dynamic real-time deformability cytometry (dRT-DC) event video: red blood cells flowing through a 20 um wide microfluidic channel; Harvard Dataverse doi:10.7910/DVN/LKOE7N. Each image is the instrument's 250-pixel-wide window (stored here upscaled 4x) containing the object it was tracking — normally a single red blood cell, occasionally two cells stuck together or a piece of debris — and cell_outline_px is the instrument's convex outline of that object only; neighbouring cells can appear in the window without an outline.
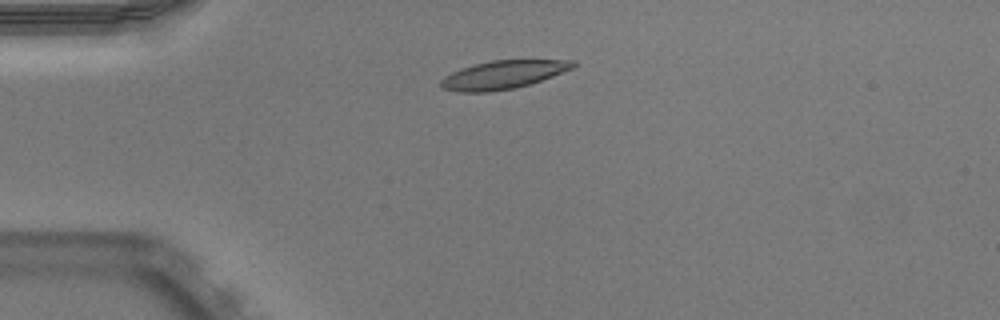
{"species": "Egyptian fruit bat (a non-hibernating species)", "species_latin": "Rousettus aegyptiacus", "temperature_condition": "warm", "stored_images_in_passage": 40, "camera_frame_rate_fps": 3000, "um_per_image_px": 0.085, "animal": {"sex": "male"}, "frame": {"image": 1, "passage_image": 1, "time_ms": 0.0, "image_size_px": [1000, 320], "cell_outline_px": [[576, 64], [572, 68], [552, 76], [528, 84], [512, 88], [488, 92], [460, 92], [440, 88], [440, 80], [444, 76], [452, 72], [476, 64], [492, 60], [576, 60]], "centroid_in_image_um": [42.73, 6.35], "position_along_channel_um": 42.3, "area_um2": 21.44}}
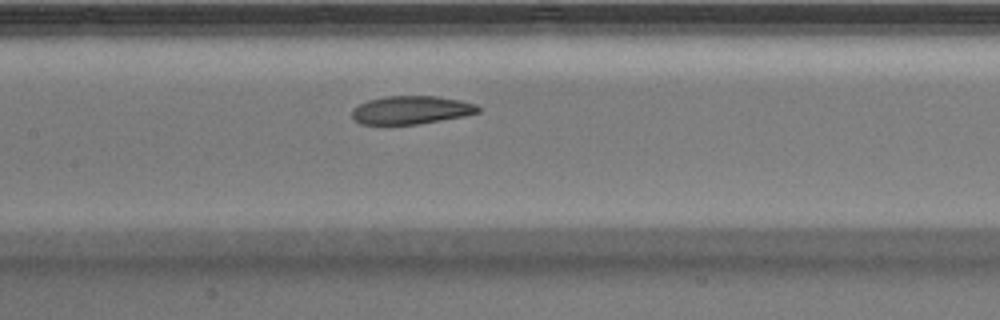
{"frame": {"image": 2, "passage_image": 13, "time_ms": 4.0, "image_size_px": [1000, 320], "cell_outline_px": [[480, 112], [464, 116], [416, 124], [360, 124], [352, 120], [352, 108], [368, 100], [384, 96], [436, 96], [460, 100], [476, 104], [480, 108]], "centroid_in_image_um": [34.92, 9.35], "position_along_channel_um": 172.5, "area_um2": 20.75}}
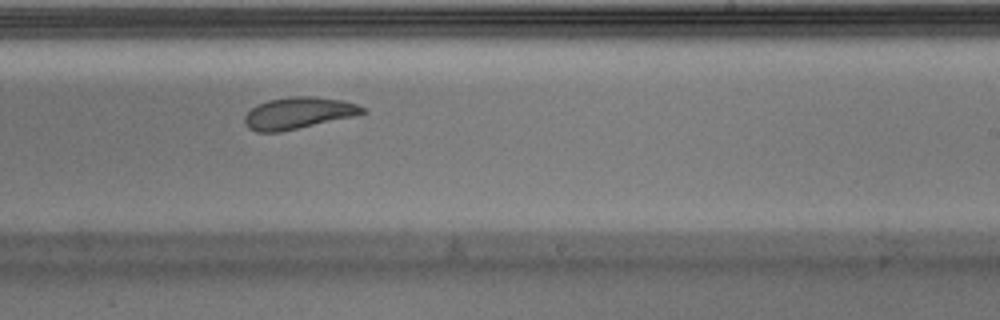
{"frame": {"image": 3, "passage_image": 20, "time_ms": 6.333, "image_size_px": [1000, 320], "cell_outline_px": [[368, 112], [356, 116], [280, 132], [256, 132], [248, 128], [244, 124], [244, 116], [256, 104], [268, 100], [292, 96], [312, 96], [344, 100], [356, 104], [364, 108]], "centroid_in_image_um": [25.36, 9.61], "position_along_channel_um": 263.6, "area_um2": 21.96}, "authors_computed_cell_mechanics": {"area_um2": 22.4842, "velocity_mm_per_s": 3.9145, "shape_relaxation_time_tau1_ms": 3.1177, "shape_relaxation_time_tau2_ms": 2.6235, "deformation_change_tau1": 0.1437, "deformation_change_tau2": 0.1003}}